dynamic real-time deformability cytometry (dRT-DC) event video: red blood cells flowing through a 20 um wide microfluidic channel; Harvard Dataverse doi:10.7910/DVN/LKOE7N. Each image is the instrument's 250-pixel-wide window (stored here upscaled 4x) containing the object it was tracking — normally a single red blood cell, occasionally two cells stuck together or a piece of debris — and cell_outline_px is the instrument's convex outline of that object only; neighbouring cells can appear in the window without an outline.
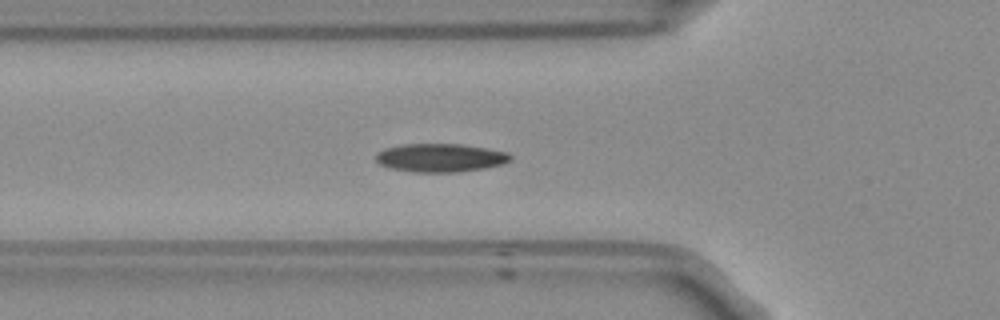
{"species": "Egyptian fruit bat (a non-hibernating species)", "species_latin": "Rousettus aegyptiacus", "temperature_condition": "room temperature", "stored_images_in_passage": 48, "camera_frame_rate_fps": 3000, "um_per_image_px": 0.085, "frame": {"image": 1, "passage_image": 11, "time_ms": 3.333, "image_size_px": [1000, 320], "cell_outline_px": [[512, 156], [508, 160], [500, 164], [484, 168], [460, 172], [412, 172], [392, 168], [380, 164], [376, 160], [376, 152], [384, 148], [400, 144], [460, 144], [508, 152]], "centroid_in_image_um": [37.38, 13.4], "position_along_channel_um": 88.4, "area_um2": 22.14}}
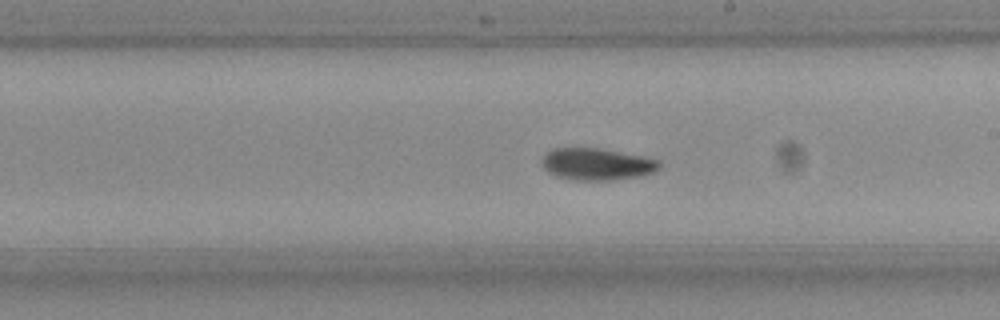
{"frame": {"image": 2, "passage_image": 23, "time_ms": 7.333, "image_size_px": [1000, 320], "cell_outline_px": [[660, 168], [652, 172], [640, 176], [616, 180], [576, 180], [556, 176], [548, 172], [540, 164], [540, 160], [552, 148], [600, 148], [660, 160]], "centroid_in_image_um": [50.7, 13.95], "position_along_channel_um": 238.3, "area_um2": 21.85}}
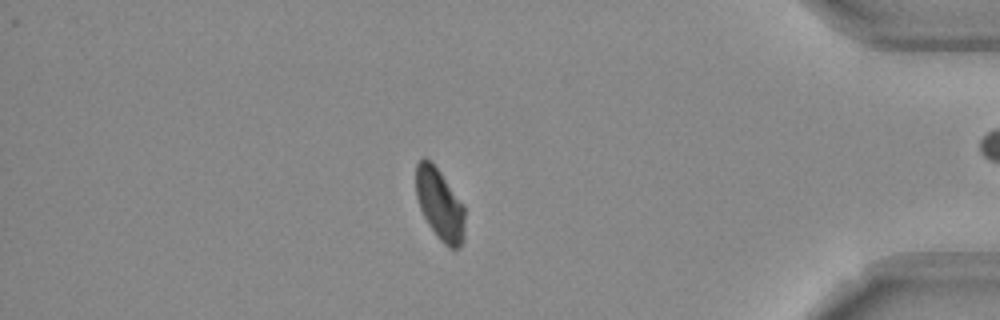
{"frame": {"image": 3, "passage_image": 39, "time_ms": 12.667, "image_size_px": [1000, 320], "cell_outline_px": [[464, 240], [456, 248], [448, 248], [440, 240], [428, 224], [420, 208], [416, 196], [416, 164], [424, 156], [440, 172], [464, 208]], "centroid_in_image_um": [37.36, 17.39], "position_along_channel_um": 397.8, "area_um2": 19.83}, "authors_computed_cell_mechanics": {"area_um2": 21.2704, "velocity_mm_per_s": 3.7345, "shape_relaxation_time_tau1_ms": 5.3677, "shape_relaxation_time_tau2_ms": 7.6897, "deformation_change_tau1": 0.1222, "deformation_change_tau2": 0.0943}}